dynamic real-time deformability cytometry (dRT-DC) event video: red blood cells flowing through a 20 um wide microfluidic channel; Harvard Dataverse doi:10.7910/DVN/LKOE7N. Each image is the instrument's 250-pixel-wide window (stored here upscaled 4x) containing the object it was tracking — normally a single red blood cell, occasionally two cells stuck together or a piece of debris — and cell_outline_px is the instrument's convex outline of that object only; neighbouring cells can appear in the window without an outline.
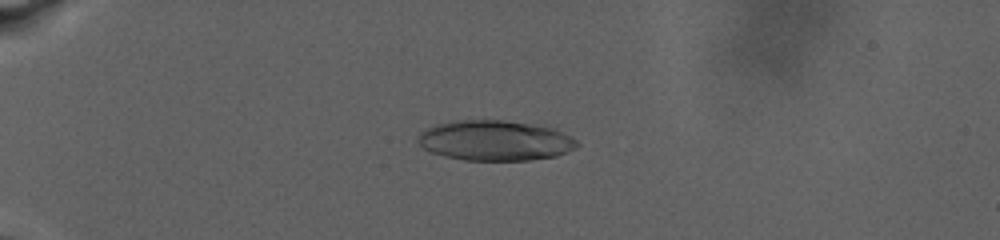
{"species": "human", "species_latin": "Homo sapiens", "temperature_condition": "warm", "stored_images_in_passage": 82, "camera_frame_rate_fps": 3000, "um_per_image_px": 0.085, "donor": {"sex": "male"}, "frame": {"image": 1, "passage_image": 29, "time_ms": 9.0, "image_size_px": [1000, 240], "cell_outline_px": [[580, 144], [576, 148], [568, 152], [556, 156], [528, 160], [464, 160], [444, 156], [432, 152], [424, 148], [416, 140], [416, 136], [420, 132], [436, 124], [456, 120], [504, 120], [552, 128], [564, 132], [572, 136]], "centroid_in_image_um": [42.08, 11.95], "position_along_channel_um": 42.9, "area_um2": 37.34}}
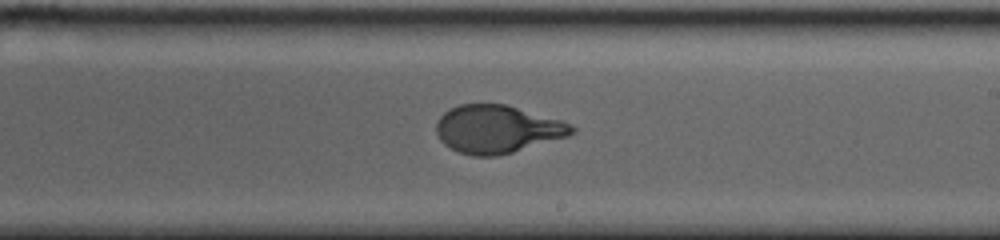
{"frame": {"image": 2, "passage_image": 60, "time_ms": 20.0, "image_size_px": [1000, 240], "cell_outline_px": [[576, 132], [568, 136], [512, 152], [496, 156], [472, 156], [460, 152], [444, 144], [440, 140], [436, 132], [436, 124], [440, 116], [448, 108], [460, 104], [508, 104], [560, 120], [576, 128]], "centroid_in_image_um": [42.24, 10.97], "position_along_channel_um": 246.8, "area_um2": 37.74}}
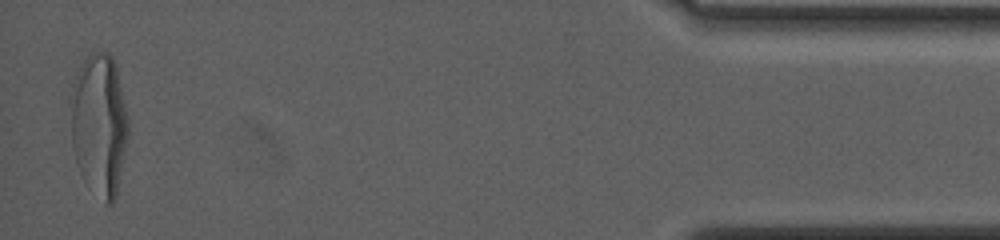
{"frame": {"image": 3, "passage_image": 82, "time_ms": 30.333, "image_size_px": [1000, 240], "cell_outline_px": [[128, 136], [116, 196], [112, 204], [104, 204], [80, 172], [76, 164], [72, 144], [68, 96], [76, 72], [84, 60], [92, 52], [108, 52], [112, 56], [116, 64], [128, 120]], "centroid_in_image_um": [8.4, 10.54], "position_along_channel_um": 426.8, "area_um2": 48.15}, "authors_computed_cell_mechanics": {"area_um2": 38.9572, "velocity_mm_per_s": 2.3959, "shape_relaxation_time_tau1_ms": 8.848, "shape_relaxation_time_tau2_ms": null, "deformation_change_tau1": 0.3012, "deformation_change_tau2": null}}